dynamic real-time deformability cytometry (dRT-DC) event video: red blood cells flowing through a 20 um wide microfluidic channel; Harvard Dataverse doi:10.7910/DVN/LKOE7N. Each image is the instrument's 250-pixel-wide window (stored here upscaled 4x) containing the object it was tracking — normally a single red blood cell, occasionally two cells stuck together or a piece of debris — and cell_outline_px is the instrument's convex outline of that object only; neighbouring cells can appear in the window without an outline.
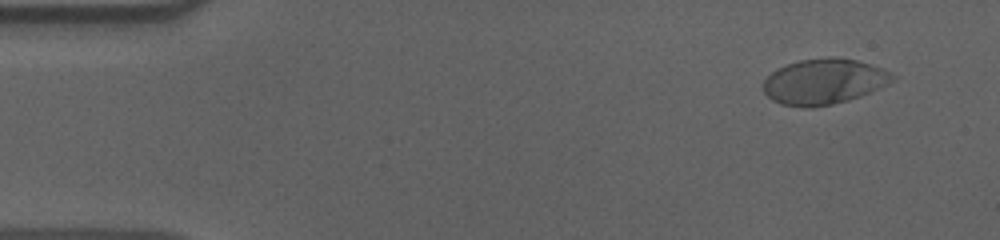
{"species": "human", "species_latin": "Homo sapiens", "temperature_condition": "cold", "stored_images_in_passage": 56, "camera_frame_rate_fps": 3000, "um_per_image_px": 0.085, "donor": {"sex": "male"}, "frame": {"image": 1, "passage_image": 4, "time_ms": 1.0, "image_size_px": [1000, 240], "cell_outline_px": [[896, 76], [888, 84], [860, 96], [848, 100], [832, 104], [812, 108], [780, 104], [772, 100], [764, 92], [764, 80], [776, 68], [800, 60], [828, 56], [856, 60], [880, 68]], "centroid_in_image_um": [70.0, 6.93], "position_along_channel_um": 15.0, "area_um2": 33.99}}
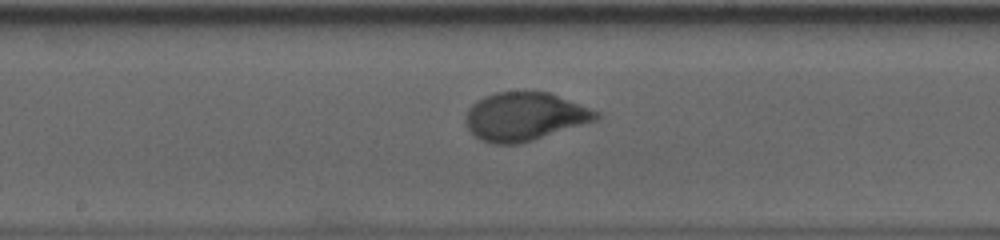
{"frame": {"image": 2, "passage_image": 29, "time_ms": 9.333, "image_size_px": [1000, 240], "cell_outline_px": [[604, 116], [596, 120], [520, 144], [492, 144], [480, 140], [472, 136], [464, 124], [464, 116], [468, 108], [472, 104], [484, 96], [496, 92], [548, 92], [600, 112]], "centroid_in_image_um": [44.54, 9.92], "position_along_channel_um": 203.7, "area_um2": 36.93}}
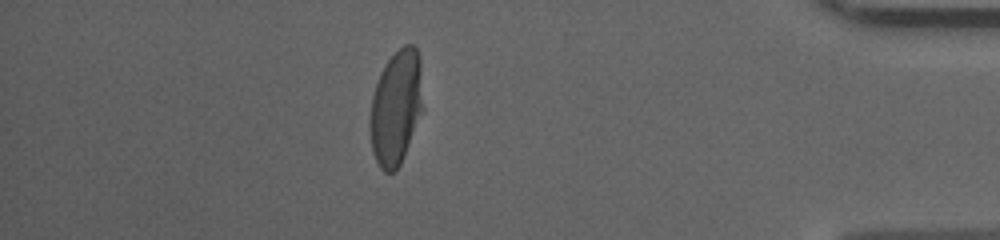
{"frame": {"image": 3, "passage_image": 49, "time_ms": 16.0, "image_size_px": [1000, 240], "cell_outline_px": [[424, 108], [404, 156], [400, 164], [392, 172], [384, 172], [380, 168], [372, 152], [368, 124], [372, 96], [380, 72], [384, 64], [404, 44], [412, 44], [416, 48], [420, 60]], "centroid_in_image_um": [33.66, 9.14], "position_along_channel_um": 401.5, "area_um2": 35.84}, "authors_computed_cell_mechanics": {"area_um2": 36.0094, "velocity_mm_per_s": 3.5906, "shape_relaxation_time_tau1_ms": 4.5949, "shape_relaxation_time_tau2_ms": null, "deformation_change_tau1": 0.1993, "deformation_change_tau2": null}}